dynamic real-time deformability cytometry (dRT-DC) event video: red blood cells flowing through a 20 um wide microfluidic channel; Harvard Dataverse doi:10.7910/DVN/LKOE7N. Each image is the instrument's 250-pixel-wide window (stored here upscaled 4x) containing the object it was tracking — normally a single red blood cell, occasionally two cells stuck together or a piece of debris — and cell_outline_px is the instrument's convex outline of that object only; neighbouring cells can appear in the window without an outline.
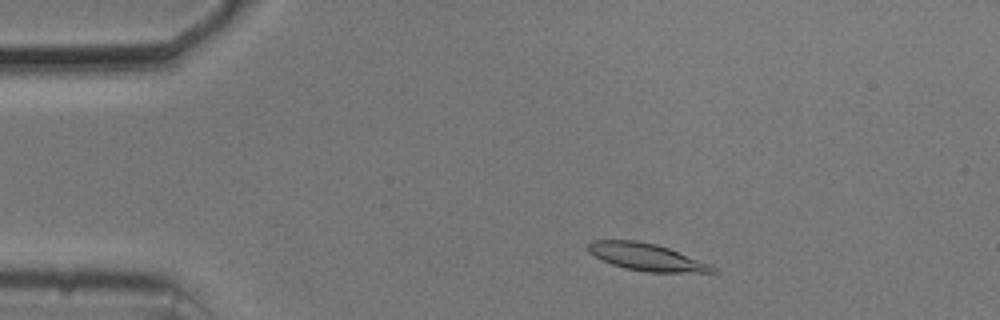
{"species": "common noctule bat (a hibernating species)", "species_latin": "Nyctalus noctula", "temperature_condition": "cold", "stored_images_in_passage": 51, "camera_frame_rate_fps": 3000, "um_per_image_px": 0.085, "animal": {"sex": "male", "body_mass_g": 20.5, "forearm_length_mm": 52.5}, "frame": {"image": 1, "passage_image": 6, "time_ms": 1.667, "image_size_px": [1000, 320], "cell_outline_px": [[716, 272], [648, 272], [624, 268], [612, 264], [588, 252], [588, 244], [592, 240], [636, 240], [656, 244], [668, 248], [712, 264], [716, 268]], "centroid_in_image_um": [54.97, 21.84], "position_along_channel_um": 30.0, "area_um2": 19.59}}
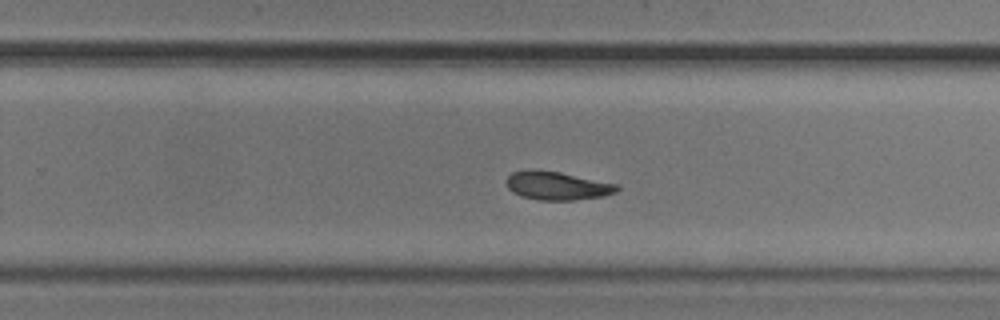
{"frame": {"image": 2, "passage_image": 31, "time_ms": 10.0, "image_size_px": [1000, 320], "cell_outline_px": [[620, 188], [616, 192], [604, 196], [572, 200], [540, 200], [520, 196], [512, 192], [508, 188], [504, 180], [512, 172], [528, 168], [532, 168], [560, 172], [620, 184]], "centroid_in_image_um": [47.33, 15.77], "position_along_channel_um": 282.5, "area_um2": 18.73}}
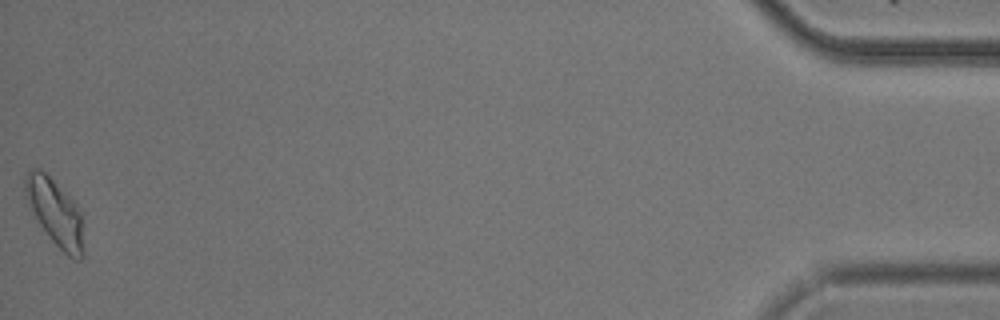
{"frame": {"image": 3, "passage_image": 51, "time_ms": 16.667, "image_size_px": [1000, 320], "cell_outline_px": [[84, 256], [80, 260], [76, 260], [68, 256], [52, 240], [40, 224], [28, 204], [24, 192], [24, 176], [32, 168], [40, 168], [84, 212]], "centroid_in_image_um": [4.75, 18.09], "position_along_channel_um": 430.5, "area_um2": 22.89}, "authors_computed_cell_mechanics": {"area_um2": 19.1318, "velocity_mm_per_s": 3.6652, "shape_relaxation_time_tau1_ms": 6.399, "shape_relaxation_time_tau2_ms": 3.1832, "deformation_change_tau1": 0.1603, "deformation_change_tau2": 0.0804}}